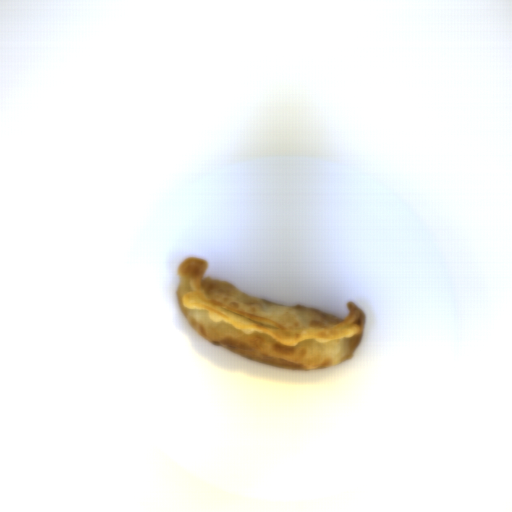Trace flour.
Masks as SVG:
<instances>
[{"mask_svg":"<svg viewBox=\"0 0 512 512\" xmlns=\"http://www.w3.org/2000/svg\"><path fill=\"white\" fill-rule=\"evenodd\" d=\"M209 262L185 259L177 268L180 312L212 346L271 367L318 370L354 356L365 331L363 310L346 302L341 319L318 308L283 306L247 295L229 280L204 277Z\"/></svg>","mask_w":512,"mask_h":512,"instance_id":"flour-1","label":"flour"}]
</instances>
